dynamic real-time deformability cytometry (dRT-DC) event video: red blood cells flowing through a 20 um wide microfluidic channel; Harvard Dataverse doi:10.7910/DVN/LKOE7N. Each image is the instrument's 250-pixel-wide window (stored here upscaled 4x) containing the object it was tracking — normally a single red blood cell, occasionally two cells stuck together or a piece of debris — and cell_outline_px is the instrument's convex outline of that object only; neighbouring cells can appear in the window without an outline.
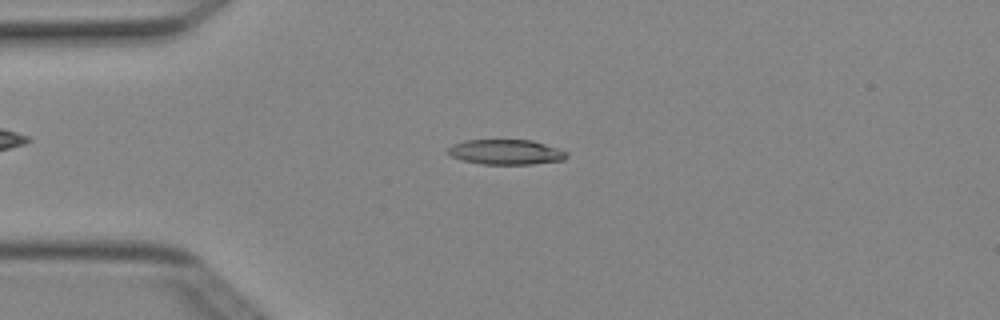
{"species": "Egyptian fruit bat (a non-hibernating species)", "species_latin": "Rousettus aegyptiacus", "temperature_condition": "cold", "stored_images_in_passage": 4, "camera_frame_rate_fps": 3000, "um_per_image_px": 0.085, "animal": {"sex": "female"}, "frame": {"image": 1, "passage_image": 2, "time_ms": 0.333, "image_size_px": [1000, 320], "cell_outline_px": [[568, 156], [564, 160], [532, 164], [480, 164], [464, 160], [452, 156], [444, 152], [452, 144], [464, 140], [532, 140], [568, 152]], "centroid_in_image_um": [42.98, 12.92], "position_along_channel_um": 42.0, "area_um2": 17.34}}
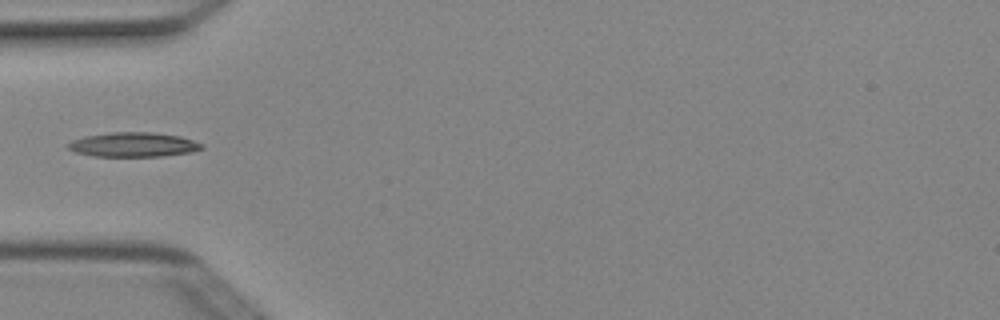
{"frame": {"image": 2, "passage_image": 3, "time_ms": 0.667, "image_size_px": [1000, 320], "cell_outline_px": [[204, 148], [192, 152], [160, 156], [92, 156], [76, 152], [68, 148], [64, 144], [72, 140], [84, 136], [112, 132], [152, 132], [180, 136], [204, 144]], "centroid_in_image_um": [11.32, 12.29], "position_along_channel_um": 73.7, "area_um2": 19.13}}
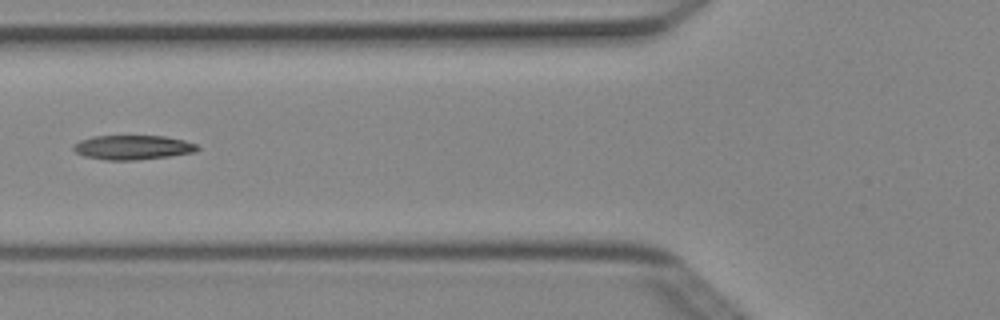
{"frame": {"image": 3, "passage_image": 4, "time_ms": 1.0, "image_size_px": [1000, 320], "cell_outline_px": [[200, 148], [196, 152], [168, 156], [136, 160], [108, 160], [84, 156], [76, 152], [72, 148], [72, 144], [80, 140], [92, 136], [164, 136], [184, 140], [196, 144]], "centroid_in_image_um": [11.27, 12.52], "position_along_channel_um": 114.5, "area_um2": 17.63}}